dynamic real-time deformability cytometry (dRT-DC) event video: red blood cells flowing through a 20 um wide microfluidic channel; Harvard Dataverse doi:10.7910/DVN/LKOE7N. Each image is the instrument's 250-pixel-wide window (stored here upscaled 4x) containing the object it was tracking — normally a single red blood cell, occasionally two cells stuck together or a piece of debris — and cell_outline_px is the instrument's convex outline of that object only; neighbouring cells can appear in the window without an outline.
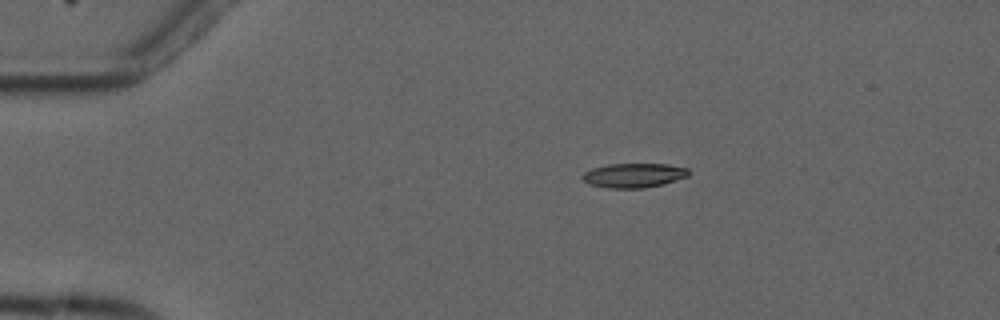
{"species": "common noctule bat (a hibernating species)", "species_latin": "Nyctalus noctula", "temperature_condition": "cold", "stored_images_in_passage": 5, "camera_frame_rate_fps": 3000, "um_per_image_px": 0.085, "animal": {"sex": "male", "forearm_length_mm": 52.5}, "frame": {"image": 1, "passage_image": 3, "time_ms": 2.667, "image_size_px": [1000, 320], "cell_outline_px": [[692, 172], [688, 176], [664, 184], [644, 188], [608, 188], [588, 184], [580, 176], [584, 172], [592, 168], [608, 164], [668, 164], [688, 168]], "centroid_in_image_um": [53.89, 14.9], "position_along_channel_um": 31.1, "area_um2": 15.26}}